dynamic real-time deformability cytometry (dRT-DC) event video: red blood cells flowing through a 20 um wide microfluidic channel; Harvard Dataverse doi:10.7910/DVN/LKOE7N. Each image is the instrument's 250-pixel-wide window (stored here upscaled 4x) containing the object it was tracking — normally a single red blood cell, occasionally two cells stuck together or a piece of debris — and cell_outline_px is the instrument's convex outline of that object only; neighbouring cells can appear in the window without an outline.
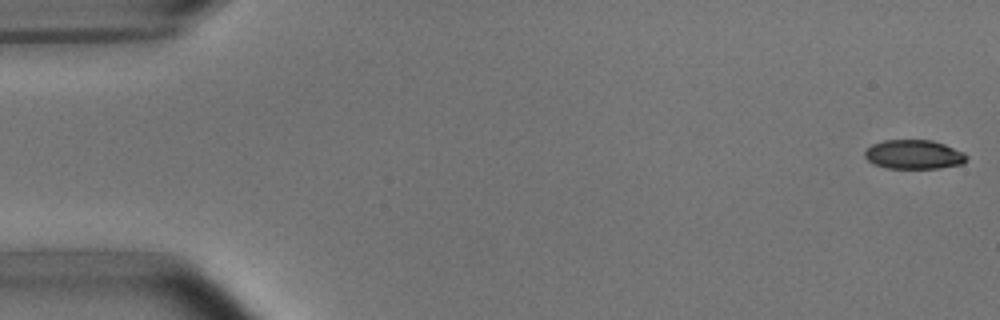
{"species": "common noctule bat (a hibernating species)", "species_latin": "Nyctalus noctula", "temperature_condition": "room temperature", "stored_images_in_passage": 52, "camera_frame_rate_fps": 3000, "um_per_image_px": 0.085, "animal": {"sex": "male", "body_mass_g": 15.6}, "frame": {"image": 1, "passage_image": 1, "time_ms": 0.0, "image_size_px": [1000, 320], "cell_outline_px": [[968, 156], [964, 164], [940, 168], [888, 168], [872, 164], [864, 156], [864, 152], [872, 144], [884, 140], [932, 140], [944, 144], [964, 152]], "centroid_in_image_um": [77.69, 13.13], "position_along_channel_um": 7.3, "area_um2": 17.4}}
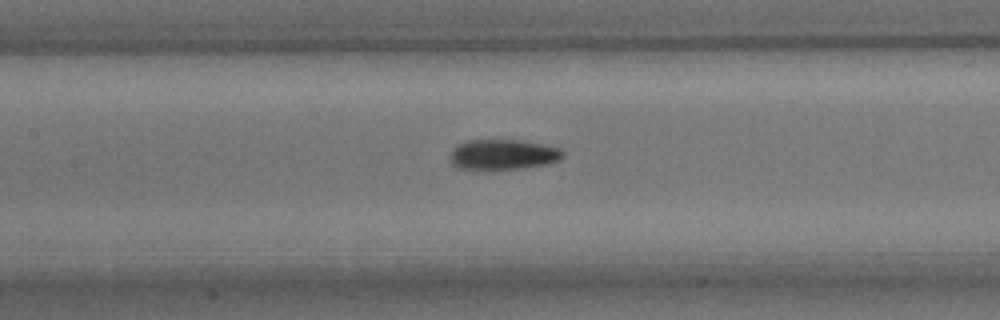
{"frame": {"image": 2, "passage_image": 24, "time_ms": 7.667, "image_size_px": [1000, 320], "cell_outline_px": [[564, 156], [560, 160], [548, 164], [524, 168], [456, 168], [452, 164], [452, 148], [456, 144], [468, 140], [520, 140], [544, 144], [560, 148], [564, 152]], "centroid_in_image_um": [42.81, 13.11], "position_along_channel_um": 164.6, "area_um2": 19.77}}
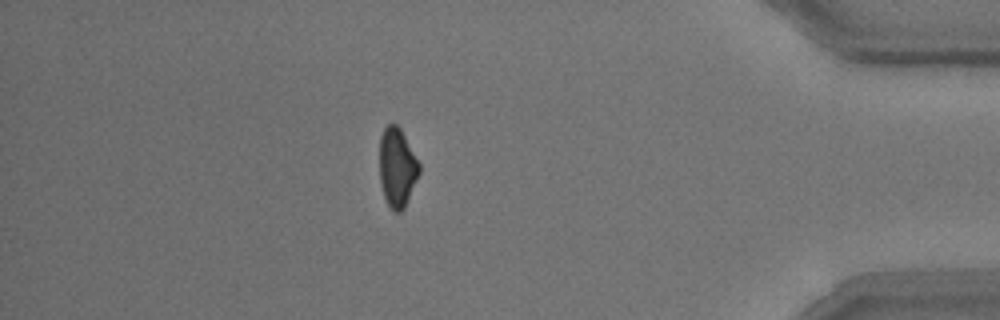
{"frame": {"image": 3, "passage_image": 46, "time_ms": 15.0, "image_size_px": [1000, 320], "cell_outline_px": [[420, 172], [404, 208], [400, 212], [392, 212], [384, 196], [380, 184], [380, 136], [384, 128], [388, 124], [396, 124], [400, 128], [420, 164]], "centroid_in_image_um": [33.75, 14.24], "position_along_channel_um": 401.5, "area_um2": 18.21}, "authors_computed_cell_mechanics": {"area_um2": 19.0451, "velocity_mm_per_s": 3.7948, "shape_relaxation_time_tau1_ms": 3.8383, "shape_relaxation_time_tau2_ms": 3.159, "deformation_change_tau1": 0.131, "deformation_change_tau2": 0.0867}}